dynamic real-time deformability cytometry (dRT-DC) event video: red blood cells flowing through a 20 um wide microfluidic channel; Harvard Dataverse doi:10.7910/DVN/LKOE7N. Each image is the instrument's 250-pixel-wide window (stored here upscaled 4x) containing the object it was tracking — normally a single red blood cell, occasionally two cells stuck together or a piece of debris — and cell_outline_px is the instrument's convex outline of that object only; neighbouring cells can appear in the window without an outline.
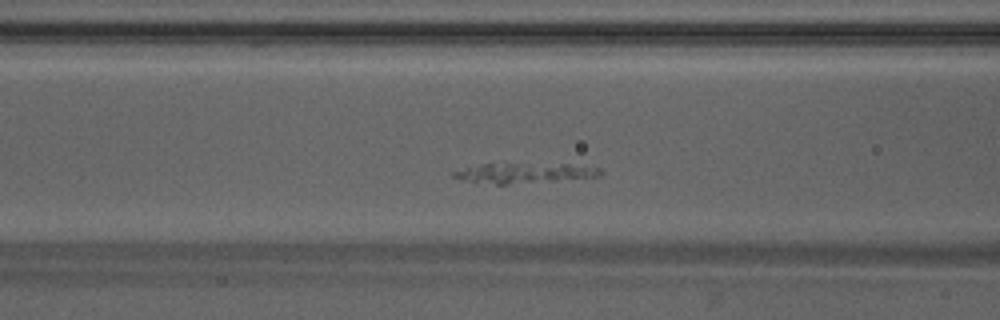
{"species": "Egyptian fruit bat (a non-hibernating species)", "species_latin": "Rousettus aegyptiacus", "temperature_condition": "warm", "stored_images_in_passage": 40, "segment_of_instrument_passage": [1, 2], "camera_frame_rate_fps": 3000, "um_per_image_px": 0.085, "animal": {"sex": "male"}, "frame": {"image": 1, "passage_image": 9, "time_ms": 2.667, "image_size_px": [1000, 320], "cell_outline_px": [[604, 172], [600, 176], [556, 180], [508, 184], [496, 184], [464, 180], [452, 176], [452, 172], [480, 164], [568, 164], [600, 168]], "centroid_in_image_um": [44.6, 14.7], "position_along_channel_um": 122.0, "area_um2": 16.65}}
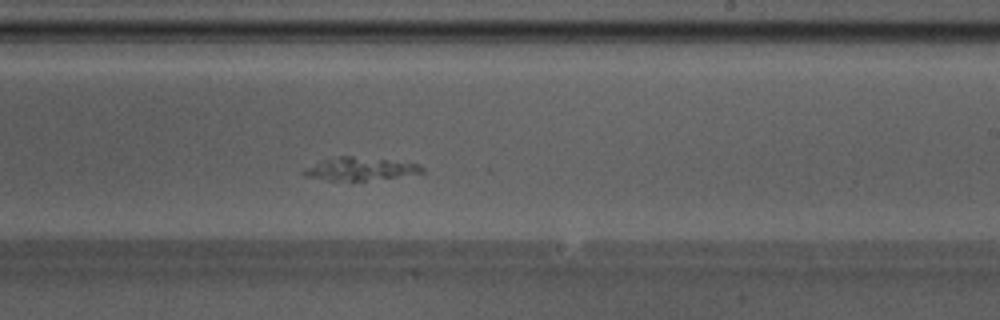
{"frame": {"image": 2, "passage_image": 19, "time_ms": 6.0, "image_size_px": [1000, 320], "cell_outline_px": [[424, 172], [352, 184], [304, 176], [300, 172], [304, 168], [324, 160], [340, 156], [352, 156], [420, 164], [424, 168]], "centroid_in_image_um": [30.56, 14.41], "position_along_channel_um": 258.4, "area_um2": 16.24}}
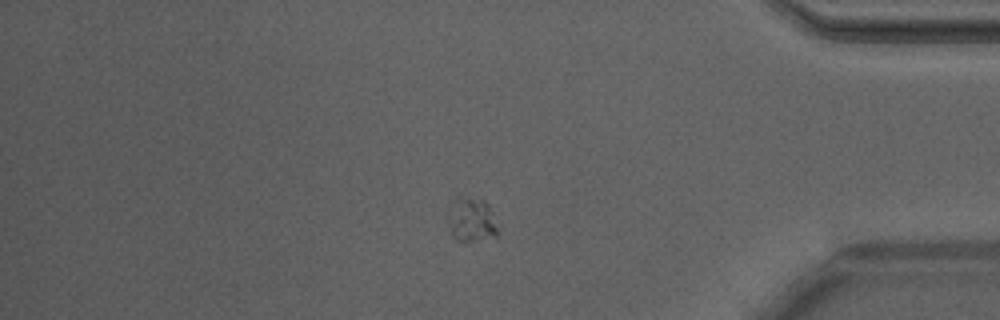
{"frame": {"image": 3, "passage_image": 31, "time_ms": 10.0, "image_size_px": [1000, 320], "cell_outline_px": [[496, 236], [480, 240], [456, 240], [452, 236], [444, 216], [448, 208], [456, 196], [460, 192], [484, 200], [488, 204], [496, 228]], "centroid_in_image_um": [39.95, 18.59], "position_along_channel_um": 395.2, "area_um2": 13.35}}